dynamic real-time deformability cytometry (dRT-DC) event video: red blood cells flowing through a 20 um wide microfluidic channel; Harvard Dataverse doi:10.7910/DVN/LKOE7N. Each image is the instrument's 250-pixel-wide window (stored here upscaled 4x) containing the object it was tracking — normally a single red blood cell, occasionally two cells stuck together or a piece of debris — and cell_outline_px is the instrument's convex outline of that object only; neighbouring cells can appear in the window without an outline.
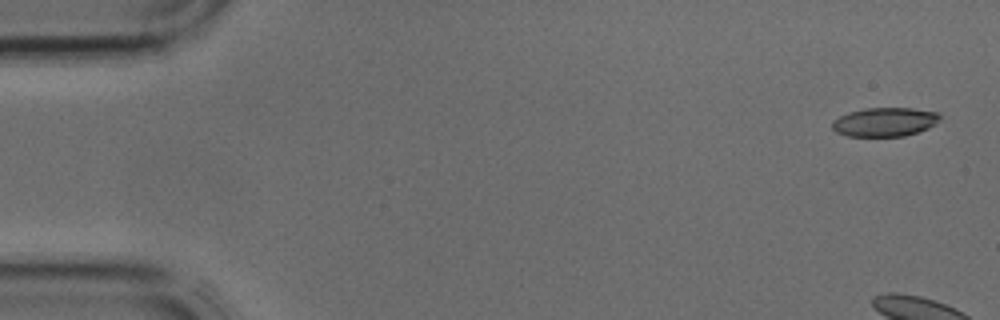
{"species": "common noctule bat (a hibernating species)", "species_latin": "Nyctalus noctula", "temperature_condition": "cold", "stored_images_in_passage": 3, "camera_frame_rate_fps": 3000, "um_per_image_px": 0.085, "animal": {"sex": "male", "body_mass_g": 17.9, "forearm_length_mm": 54.2}, "frame": {"image": 1, "passage_image": 1, "time_ms": 0.0, "image_size_px": [1000, 320], "cell_outline_px": [[940, 120], [928, 128], [904, 136], [848, 136], [836, 132], [832, 128], [832, 120], [848, 112], [864, 108], [912, 108], [940, 112]], "centroid_in_image_um": [75.2, 10.36], "position_along_channel_um": 9.8, "area_um2": 18.21}}